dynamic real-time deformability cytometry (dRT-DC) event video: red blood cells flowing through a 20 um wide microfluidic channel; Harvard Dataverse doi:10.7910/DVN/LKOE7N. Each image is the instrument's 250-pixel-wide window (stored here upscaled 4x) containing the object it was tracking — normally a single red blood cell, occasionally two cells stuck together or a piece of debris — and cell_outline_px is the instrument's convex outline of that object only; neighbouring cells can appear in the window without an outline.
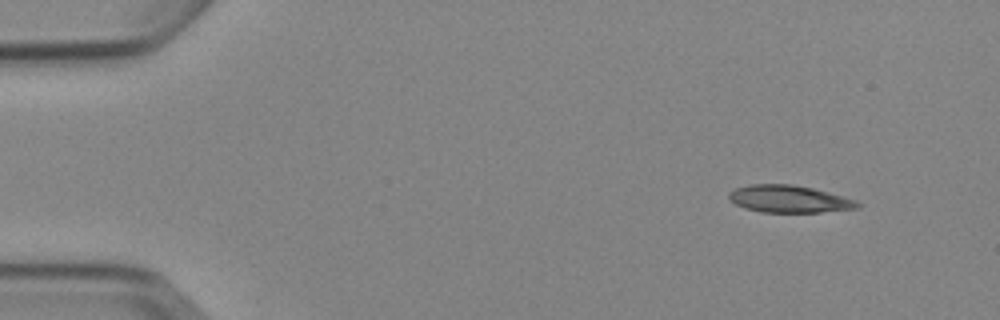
{"species": "Egyptian fruit bat (a non-hibernating species)", "species_latin": "Rousettus aegyptiacus", "temperature_condition": "cold", "stored_images_in_passage": 5, "camera_frame_rate_fps": 3000, "um_per_image_px": 0.085, "animal": {"sex": "female"}, "frame": {"image": 1, "passage_image": 1, "time_ms": 0.0, "image_size_px": [1000, 320], "cell_outline_px": [[864, 204], [860, 208], [820, 212], [760, 212], [744, 208], [728, 200], [728, 192], [736, 188], [752, 184], [792, 184], [812, 188], [828, 192], [856, 200]], "centroid_in_image_um": [67.08, 16.92], "position_along_channel_um": 17.9, "area_um2": 20.58}}
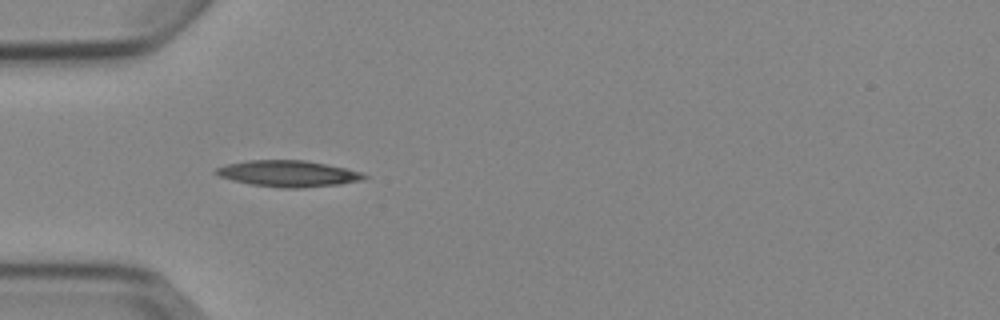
{"frame": {"image": 2, "passage_image": 4, "time_ms": 3.667, "image_size_px": [1000, 320], "cell_outline_px": [[368, 176], [364, 180], [340, 184], [304, 188], [280, 188], [252, 184], [232, 180], [220, 176], [212, 172], [216, 168], [228, 164], [248, 160], [304, 160], [344, 168], [360, 172]], "centroid_in_image_um": [24.49, 14.76], "position_along_channel_um": 60.5, "area_um2": 22.54}}
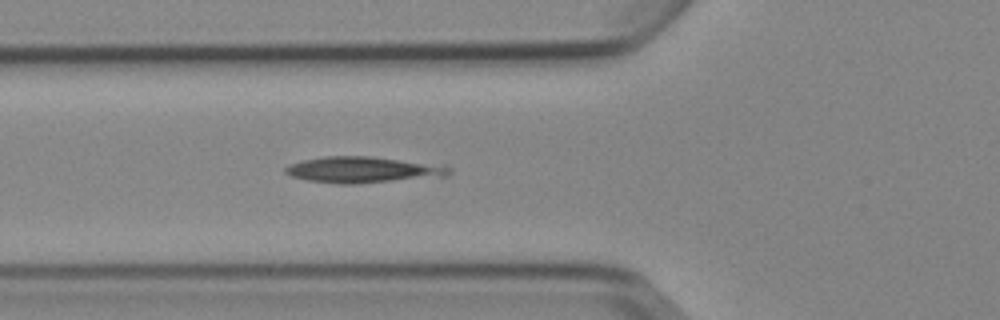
{"frame": {"image": 3, "passage_image": 5, "time_ms": 4.667, "image_size_px": [1000, 320], "cell_outline_px": [[452, 172], [448, 176], [356, 184], [336, 184], [308, 180], [292, 176], [284, 172], [284, 168], [288, 164], [304, 160], [324, 156], [372, 156], [444, 164], [452, 168]], "centroid_in_image_um": [30.93, 14.42], "position_along_channel_um": 94.9, "area_um2": 25.43}}